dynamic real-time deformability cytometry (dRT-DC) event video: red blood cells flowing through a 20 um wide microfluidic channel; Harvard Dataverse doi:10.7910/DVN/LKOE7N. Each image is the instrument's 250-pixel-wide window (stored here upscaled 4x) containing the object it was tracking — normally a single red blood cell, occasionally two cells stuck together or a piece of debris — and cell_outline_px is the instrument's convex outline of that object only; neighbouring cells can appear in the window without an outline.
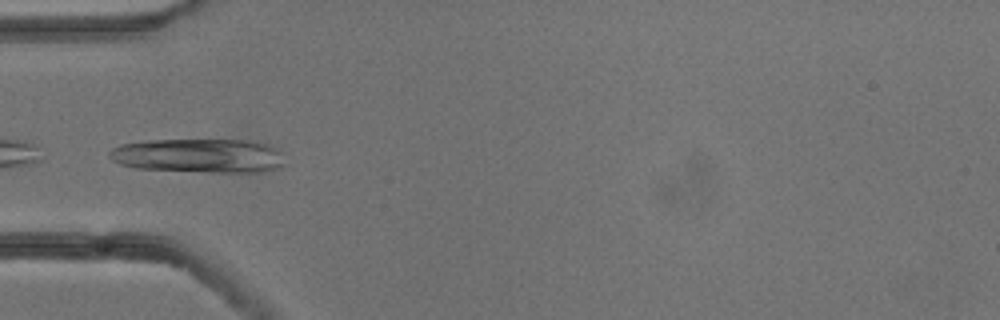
{"species": "common noctule bat (a hibernating species)", "species_latin": "Nyctalus noctula", "temperature_condition": "cold", "stored_images_in_passage": 6, "camera_frame_rate_fps": 3000, "um_per_image_px": 0.085, "animal": {"sex": "male", "body_mass_g": 13.3}, "frame": {"image": 1, "passage_image": 4, "time_ms": 1.0, "image_size_px": [1000, 320], "cell_outline_px": [[284, 164], [280, 168], [264, 172], [208, 172], [136, 168], [120, 164], [112, 160], [108, 156], [108, 152], [112, 148], [120, 144], [144, 140], [252, 140], [268, 144], [276, 148], [280, 152]], "centroid_in_image_um": [16.9, 13.23], "position_along_channel_um": 68.1, "area_um2": 35.2}}
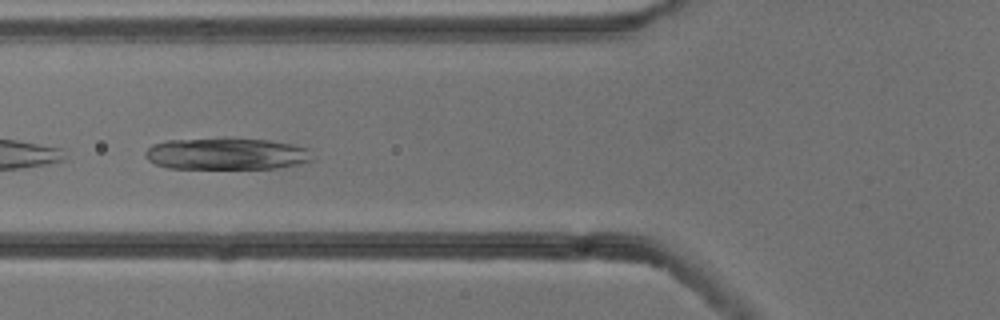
{"frame": {"image": 2, "passage_image": 5, "time_ms": 1.333, "image_size_px": [1000, 320], "cell_outline_px": [[312, 160], [300, 164], [276, 168], [168, 168], [156, 164], [148, 160], [144, 156], [144, 152], [152, 144], [168, 140], [220, 136], [228, 136], [268, 140], [292, 144], [312, 148]], "centroid_in_image_um": [19.26, 13.03], "position_along_channel_um": 106.5, "area_um2": 31.96}}
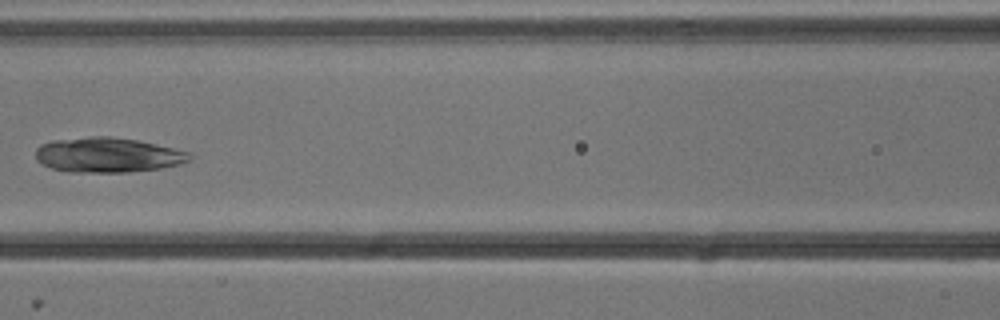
{"frame": {"image": 3, "passage_image": 6, "time_ms": 1.667, "image_size_px": [1000, 320], "cell_outline_px": [[192, 160], [180, 164], [160, 168], [128, 172], [68, 172], [52, 168], [36, 160], [36, 148], [40, 144], [52, 140], [92, 136], [108, 136], [136, 140], [192, 152]], "centroid_in_image_um": [9.17, 13.17], "position_along_channel_um": 157.4, "area_um2": 31.39}}